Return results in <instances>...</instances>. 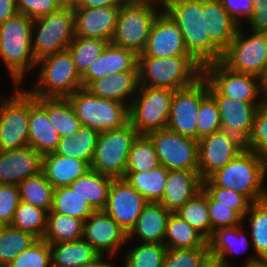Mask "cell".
<instances>
[{"label":"cell","mask_w":267,"mask_h":267,"mask_svg":"<svg viewBox=\"0 0 267 267\" xmlns=\"http://www.w3.org/2000/svg\"><path fill=\"white\" fill-rule=\"evenodd\" d=\"M50 211L62 215H70L83 221L94 212L86 199L76 192H72L69 186L54 188Z\"/></svg>","instance_id":"obj_40"},{"label":"cell","mask_w":267,"mask_h":267,"mask_svg":"<svg viewBox=\"0 0 267 267\" xmlns=\"http://www.w3.org/2000/svg\"><path fill=\"white\" fill-rule=\"evenodd\" d=\"M181 30L187 51L201 64L221 61L222 52L205 34V0H162V7Z\"/></svg>","instance_id":"obj_2"},{"label":"cell","mask_w":267,"mask_h":267,"mask_svg":"<svg viewBox=\"0 0 267 267\" xmlns=\"http://www.w3.org/2000/svg\"><path fill=\"white\" fill-rule=\"evenodd\" d=\"M47 116L61 138L72 136L82 127L67 98H47Z\"/></svg>","instance_id":"obj_37"},{"label":"cell","mask_w":267,"mask_h":267,"mask_svg":"<svg viewBox=\"0 0 267 267\" xmlns=\"http://www.w3.org/2000/svg\"><path fill=\"white\" fill-rule=\"evenodd\" d=\"M202 189L198 171L169 170L161 203L167 210L176 212Z\"/></svg>","instance_id":"obj_25"},{"label":"cell","mask_w":267,"mask_h":267,"mask_svg":"<svg viewBox=\"0 0 267 267\" xmlns=\"http://www.w3.org/2000/svg\"><path fill=\"white\" fill-rule=\"evenodd\" d=\"M83 239L100 255L115 256L127 244V233L104 210L94 211L85 221Z\"/></svg>","instance_id":"obj_18"},{"label":"cell","mask_w":267,"mask_h":267,"mask_svg":"<svg viewBox=\"0 0 267 267\" xmlns=\"http://www.w3.org/2000/svg\"><path fill=\"white\" fill-rule=\"evenodd\" d=\"M205 267H216V262L211 261L207 266Z\"/></svg>","instance_id":"obj_64"},{"label":"cell","mask_w":267,"mask_h":267,"mask_svg":"<svg viewBox=\"0 0 267 267\" xmlns=\"http://www.w3.org/2000/svg\"><path fill=\"white\" fill-rule=\"evenodd\" d=\"M43 155L32 147L0 151V184L18 185L42 172Z\"/></svg>","instance_id":"obj_21"},{"label":"cell","mask_w":267,"mask_h":267,"mask_svg":"<svg viewBox=\"0 0 267 267\" xmlns=\"http://www.w3.org/2000/svg\"><path fill=\"white\" fill-rule=\"evenodd\" d=\"M218 104L221 130L244 143L251 135L255 114L264 103L242 102L229 97H213Z\"/></svg>","instance_id":"obj_23"},{"label":"cell","mask_w":267,"mask_h":267,"mask_svg":"<svg viewBox=\"0 0 267 267\" xmlns=\"http://www.w3.org/2000/svg\"><path fill=\"white\" fill-rule=\"evenodd\" d=\"M36 67H41L37 82L32 89L27 90L35 97L67 98L83 88L82 78L69 49L40 59Z\"/></svg>","instance_id":"obj_5"},{"label":"cell","mask_w":267,"mask_h":267,"mask_svg":"<svg viewBox=\"0 0 267 267\" xmlns=\"http://www.w3.org/2000/svg\"><path fill=\"white\" fill-rule=\"evenodd\" d=\"M20 201L39 207L49 212L52 206L54 187L44 174L29 177L18 184Z\"/></svg>","instance_id":"obj_41"},{"label":"cell","mask_w":267,"mask_h":267,"mask_svg":"<svg viewBox=\"0 0 267 267\" xmlns=\"http://www.w3.org/2000/svg\"><path fill=\"white\" fill-rule=\"evenodd\" d=\"M242 226L240 224L212 232L211 237L207 240L212 261L221 267H234L232 263H229L228 255L245 252L244 250L249 247L248 244L250 243Z\"/></svg>","instance_id":"obj_29"},{"label":"cell","mask_w":267,"mask_h":267,"mask_svg":"<svg viewBox=\"0 0 267 267\" xmlns=\"http://www.w3.org/2000/svg\"><path fill=\"white\" fill-rule=\"evenodd\" d=\"M243 267H267V259L256 258V255H253L247 259Z\"/></svg>","instance_id":"obj_61"},{"label":"cell","mask_w":267,"mask_h":267,"mask_svg":"<svg viewBox=\"0 0 267 267\" xmlns=\"http://www.w3.org/2000/svg\"><path fill=\"white\" fill-rule=\"evenodd\" d=\"M266 176L267 158L244 149L223 168L202 180V187H224L245 195L254 203L267 199Z\"/></svg>","instance_id":"obj_1"},{"label":"cell","mask_w":267,"mask_h":267,"mask_svg":"<svg viewBox=\"0 0 267 267\" xmlns=\"http://www.w3.org/2000/svg\"><path fill=\"white\" fill-rule=\"evenodd\" d=\"M108 43L102 39L74 37L68 49L73 56L76 69L80 76L100 56Z\"/></svg>","instance_id":"obj_45"},{"label":"cell","mask_w":267,"mask_h":267,"mask_svg":"<svg viewBox=\"0 0 267 267\" xmlns=\"http://www.w3.org/2000/svg\"><path fill=\"white\" fill-rule=\"evenodd\" d=\"M211 261L208 247L167 249L163 267H205Z\"/></svg>","instance_id":"obj_47"},{"label":"cell","mask_w":267,"mask_h":267,"mask_svg":"<svg viewBox=\"0 0 267 267\" xmlns=\"http://www.w3.org/2000/svg\"><path fill=\"white\" fill-rule=\"evenodd\" d=\"M198 140L221 130L219 107L209 94L200 104L198 112Z\"/></svg>","instance_id":"obj_49"},{"label":"cell","mask_w":267,"mask_h":267,"mask_svg":"<svg viewBox=\"0 0 267 267\" xmlns=\"http://www.w3.org/2000/svg\"><path fill=\"white\" fill-rule=\"evenodd\" d=\"M186 55L191 54L187 51L181 30L162 9L152 24L144 51L138 56L169 58Z\"/></svg>","instance_id":"obj_19"},{"label":"cell","mask_w":267,"mask_h":267,"mask_svg":"<svg viewBox=\"0 0 267 267\" xmlns=\"http://www.w3.org/2000/svg\"><path fill=\"white\" fill-rule=\"evenodd\" d=\"M247 22L251 31L267 32V7H253V15Z\"/></svg>","instance_id":"obj_56"},{"label":"cell","mask_w":267,"mask_h":267,"mask_svg":"<svg viewBox=\"0 0 267 267\" xmlns=\"http://www.w3.org/2000/svg\"><path fill=\"white\" fill-rule=\"evenodd\" d=\"M129 71H138V55L134 51L108 43L81 76L82 86L86 88L92 81Z\"/></svg>","instance_id":"obj_22"},{"label":"cell","mask_w":267,"mask_h":267,"mask_svg":"<svg viewBox=\"0 0 267 267\" xmlns=\"http://www.w3.org/2000/svg\"><path fill=\"white\" fill-rule=\"evenodd\" d=\"M37 240L31 233L5 225L0 233V266L6 267Z\"/></svg>","instance_id":"obj_43"},{"label":"cell","mask_w":267,"mask_h":267,"mask_svg":"<svg viewBox=\"0 0 267 267\" xmlns=\"http://www.w3.org/2000/svg\"><path fill=\"white\" fill-rule=\"evenodd\" d=\"M138 88V71H129L92 81L85 89L94 96L121 102L129 107Z\"/></svg>","instance_id":"obj_26"},{"label":"cell","mask_w":267,"mask_h":267,"mask_svg":"<svg viewBox=\"0 0 267 267\" xmlns=\"http://www.w3.org/2000/svg\"><path fill=\"white\" fill-rule=\"evenodd\" d=\"M67 99L82 126L103 132L129 123V107L124 103L99 98L85 88L75 91Z\"/></svg>","instance_id":"obj_8"},{"label":"cell","mask_w":267,"mask_h":267,"mask_svg":"<svg viewBox=\"0 0 267 267\" xmlns=\"http://www.w3.org/2000/svg\"><path fill=\"white\" fill-rule=\"evenodd\" d=\"M208 95V81L204 76L190 86L174 90L167 129L198 141L197 115Z\"/></svg>","instance_id":"obj_13"},{"label":"cell","mask_w":267,"mask_h":267,"mask_svg":"<svg viewBox=\"0 0 267 267\" xmlns=\"http://www.w3.org/2000/svg\"><path fill=\"white\" fill-rule=\"evenodd\" d=\"M244 219L250 223L249 234L256 258L267 259V199L252 203L243 223Z\"/></svg>","instance_id":"obj_39"},{"label":"cell","mask_w":267,"mask_h":267,"mask_svg":"<svg viewBox=\"0 0 267 267\" xmlns=\"http://www.w3.org/2000/svg\"><path fill=\"white\" fill-rule=\"evenodd\" d=\"M114 178L89 170L69 185L72 192H76L86 199L94 211L104 210L108 201V192Z\"/></svg>","instance_id":"obj_31"},{"label":"cell","mask_w":267,"mask_h":267,"mask_svg":"<svg viewBox=\"0 0 267 267\" xmlns=\"http://www.w3.org/2000/svg\"><path fill=\"white\" fill-rule=\"evenodd\" d=\"M52 267H80L96 259L100 254L83 238L49 244Z\"/></svg>","instance_id":"obj_32"},{"label":"cell","mask_w":267,"mask_h":267,"mask_svg":"<svg viewBox=\"0 0 267 267\" xmlns=\"http://www.w3.org/2000/svg\"><path fill=\"white\" fill-rule=\"evenodd\" d=\"M18 13L15 0H0V24Z\"/></svg>","instance_id":"obj_58"},{"label":"cell","mask_w":267,"mask_h":267,"mask_svg":"<svg viewBox=\"0 0 267 267\" xmlns=\"http://www.w3.org/2000/svg\"><path fill=\"white\" fill-rule=\"evenodd\" d=\"M148 202L123 178L113 179L104 211L128 234Z\"/></svg>","instance_id":"obj_17"},{"label":"cell","mask_w":267,"mask_h":267,"mask_svg":"<svg viewBox=\"0 0 267 267\" xmlns=\"http://www.w3.org/2000/svg\"><path fill=\"white\" fill-rule=\"evenodd\" d=\"M139 86L177 90L203 76V65L192 55L169 58L138 56Z\"/></svg>","instance_id":"obj_4"},{"label":"cell","mask_w":267,"mask_h":267,"mask_svg":"<svg viewBox=\"0 0 267 267\" xmlns=\"http://www.w3.org/2000/svg\"><path fill=\"white\" fill-rule=\"evenodd\" d=\"M175 213L197 230L206 240L211 237L207 192L203 188Z\"/></svg>","instance_id":"obj_38"},{"label":"cell","mask_w":267,"mask_h":267,"mask_svg":"<svg viewBox=\"0 0 267 267\" xmlns=\"http://www.w3.org/2000/svg\"><path fill=\"white\" fill-rule=\"evenodd\" d=\"M159 5L162 6V1H126L120 6L111 43L141 54L152 24L162 11Z\"/></svg>","instance_id":"obj_6"},{"label":"cell","mask_w":267,"mask_h":267,"mask_svg":"<svg viewBox=\"0 0 267 267\" xmlns=\"http://www.w3.org/2000/svg\"><path fill=\"white\" fill-rule=\"evenodd\" d=\"M89 170L90 165L81 159L53 152L43 155L42 173L54 188L69 186Z\"/></svg>","instance_id":"obj_30"},{"label":"cell","mask_w":267,"mask_h":267,"mask_svg":"<svg viewBox=\"0 0 267 267\" xmlns=\"http://www.w3.org/2000/svg\"><path fill=\"white\" fill-rule=\"evenodd\" d=\"M6 267H52L49 243L38 239Z\"/></svg>","instance_id":"obj_48"},{"label":"cell","mask_w":267,"mask_h":267,"mask_svg":"<svg viewBox=\"0 0 267 267\" xmlns=\"http://www.w3.org/2000/svg\"><path fill=\"white\" fill-rule=\"evenodd\" d=\"M120 6L73 8L75 36L111 43Z\"/></svg>","instance_id":"obj_20"},{"label":"cell","mask_w":267,"mask_h":267,"mask_svg":"<svg viewBox=\"0 0 267 267\" xmlns=\"http://www.w3.org/2000/svg\"><path fill=\"white\" fill-rule=\"evenodd\" d=\"M19 202L18 185L0 184V222L10 225Z\"/></svg>","instance_id":"obj_54"},{"label":"cell","mask_w":267,"mask_h":267,"mask_svg":"<svg viewBox=\"0 0 267 267\" xmlns=\"http://www.w3.org/2000/svg\"><path fill=\"white\" fill-rule=\"evenodd\" d=\"M203 76L208 81V91L212 97H229L248 103L267 101L260 90L257 76L232 71L221 61L204 65Z\"/></svg>","instance_id":"obj_11"},{"label":"cell","mask_w":267,"mask_h":267,"mask_svg":"<svg viewBox=\"0 0 267 267\" xmlns=\"http://www.w3.org/2000/svg\"><path fill=\"white\" fill-rule=\"evenodd\" d=\"M168 171L160 165L148 172H126L128 182L147 202L159 203L163 197Z\"/></svg>","instance_id":"obj_35"},{"label":"cell","mask_w":267,"mask_h":267,"mask_svg":"<svg viewBox=\"0 0 267 267\" xmlns=\"http://www.w3.org/2000/svg\"><path fill=\"white\" fill-rule=\"evenodd\" d=\"M61 1L64 3V5H72L75 2V0H61Z\"/></svg>","instance_id":"obj_63"},{"label":"cell","mask_w":267,"mask_h":267,"mask_svg":"<svg viewBox=\"0 0 267 267\" xmlns=\"http://www.w3.org/2000/svg\"><path fill=\"white\" fill-rule=\"evenodd\" d=\"M217 205L231 206L242 218L249 211L252 202L241 193L224 187H202Z\"/></svg>","instance_id":"obj_51"},{"label":"cell","mask_w":267,"mask_h":267,"mask_svg":"<svg viewBox=\"0 0 267 267\" xmlns=\"http://www.w3.org/2000/svg\"><path fill=\"white\" fill-rule=\"evenodd\" d=\"M245 149V143L222 130L198 140V173L202 180L223 168Z\"/></svg>","instance_id":"obj_16"},{"label":"cell","mask_w":267,"mask_h":267,"mask_svg":"<svg viewBox=\"0 0 267 267\" xmlns=\"http://www.w3.org/2000/svg\"><path fill=\"white\" fill-rule=\"evenodd\" d=\"M243 31V32H242ZM267 61V32L244 33L239 26L235 38L223 52L221 62L230 70L258 76Z\"/></svg>","instance_id":"obj_14"},{"label":"cell","mask_w":267,"mask_h":267,"mask_svg":"<svg viewBox=\"0 0 267 267\" xmlns=\"http://www.w3.org/2000/svg\"><path fill=\"white\" fill-rule=\"evenodd\" d=\"M83 228V220L49 211L47 229L42 239L49 244L75 241L83 238Z\"/></svg>","instance_id":"obj_36"},{"label":"cell","mask_w":267,"mask_h":267,"mask_svg":"<svg viewBox=\"0 0 267 267\" xmlns=\"http://www.w3.org/2000/svg\"><path fill=\"white\" fill-rule=\"evenodd\" d=\"M33 21L17 13L0 24V58L16 87L24 81L27 72L36 67L31 43Z\"/></svg>","instance_id":"obj_3"},{"label":"cell","mask_w":267,"mask_h":267,"mask_svg":"<svg viewBox=\"0 0 267 267\" xmlns=\"http://www.w3.org/2000/svg\"><path fill=\"white\" fill-rule=\"evenodd\" d=\"M245 149L267 158V101L258 108Z\"/></svg>","instance_id":"obj_50"},{"label":"cell","mask_w":267,"mask_h":267,"mask_svg":"<svg viewBox=\"0 0 267 267\" xmlns=\"http://www.w3.org/2000/svg\"><path fill=\"white\" fill-rule=\"evenodd\" d=\"M18 88L11 97L0 96V151L28 146L31 94Z\"/></svg>","instance_id":"obj_12"},{"label":"cell","mask_w":267,"mask_h":267,"mask_svg":"<svg viewBox=\"0 0 267 267\" xmlns=\"http://www.w3.org/2000/svg\"><path fill=\"white\" fill-rule=\"evenodd\" d=\"M257 77L260 90L267 99V61L265 62L261 73Z\"/></svg>","instance_id":"obj_59"},{"label":"cell","mask_w":267,"mask_h":267,"mask_svg":"<svg viewBox=\"0 0 267 267\" xmlns=\"http://www.w3.org/2000/svg\"><path fill=\"white\" fill-rule=\"evenodd\" d=\"M207 202L211 221V235L217 229L243 224V218L231 206L217 205V201L208 193Z\"/></svg>","instance_id":"obj_52"},{"label":"cell","mask_w":267,"mask_h":267,"mask_svg":"<svg viewBox=\"0 0 267 267\" xmlns=\"http://www.w3.org/2000/svg\"><path fill=\"white\" fill-rule=\"evenodd\" d=\"M126 0H75L73 8H92L105 6H122Z\"/></svg>","instance_id":"obj_57"},{"label":"cell","mask_w":267,"mask_h":267,"mask_svg":"<svg viewBox=\"0 0 267 267\" xmlns=\"http://www.w3.org/2000/svg\"><path fill=\"white\" fill-rule=\"evenodd\" d=\"M100 132L82 126L72 136L62 137L53 153L68 158L81 159L89 165L92 162Z\"/></svg>","instance_id":"obj_34"},{"label":"cell","mask_w":267,"mask_h":267,"mask_svg":"<svg viewBox=\"0 0 267 267\" xmlns=\"http://www.w3.org/2000/svg\"><path fill=\"white\" fill-rule=\"evenodd\" d=\"M138 135L129 123L119 129L100 132L91 170L114 179L124 178L128 155Z\"/></svg>","instance_id":"obj_10"},{"label":"cell","mask_w":267,"mask_h":267,"mask_svg":"<svg viewBox=\"0 0 267 267\" xmlns=\"http://www.w3.org/2000/svg\"><path fill=\"white\" fill-rule=\"evenodd\" d=\"M174 90L139 86L129 105V124L139 135L166 129Z\"/></svg>","instance_id":"obj_9"},{"label":"cell","mask_w":267,"mask_h":267,"mask_svg":"<svg viewBox=\"0 0 267 267\" xmlns=\"http://www.w3.org/2000/svg\"><path fill=\"white\" fill-rule=\"evenodd\" d=\"M18 13L30 19H38L61 9L64 3L61 0H15Z\"/></svg>","instance_id":"obj_53"},{"label":"cell","mask_w":267,"mask_h":267,"mask_svg":"<svg viewBox=\"0 0 267 267\" xmlns=\"http://www.w3.org/2000/svg\"><path fill=\"white\" fill-rule=\"evenodd\" d=\"M160 166L154 145L147 135H138L128 155L126 172H148Z\"/></svg>","instance_id":"obj_44"},{"label":"cell","mask_w":267,"mask_h":267,"mask_svg":"<svg viewBox=\"0 0 267 267\" xmlns=\"http://www.w3.org/2000/svg\"><path fill=\"white\" fill-rule=\"evenodd\" d=\"M220 2L239 26H243V19L248 21L253 15V0H220Z\"/></svg>","instance_id":"obj_55"},{"label":"cell","mask_w":267,"mask_h":267,"mask_svg":"<svg viewBox=\"0 0 267 267\" xmlns=\"http://www.w3.org/2000/svg\"><path fill=\"white\" fill-rule=\"evenodd\" d=\"M154 145L160 165L167 170L198 171V141L161 129L147 134Z\"/></svg>","instance_id":"obj_15"},{"label":"cell","mask_w":267,"mask_h":267,"mask_svg":"<svg viewBox=\"0 0 267 267\" xmlns=\"http://www.w3.org/2000/svg\"><path fill=\"white\" fill-rule=\"evenodd\" d=\"M60 139L47 116V98L31 94L28 146L45 155L55 151Z\"/></svg>","instance_id":"obj_24"},{"label":"cell","mask_w":267,"mask_h":267,"mask_svg":"<svg viewBox=\"0 0 267 267\" xmlns=\"http://www.w3.org/2000/svg\"><path fill=\"white\" fill-rule=\"evenodd\" d=\"M74 37V12L71 5H65L56 12L35 19L31 35L34 59L37 62L68 49Z\"/></svg>","instance_id":"obj_7"},{"label":"cell","mask_w":267,"mask_h":267,"mask_svg":"<svg viewBox=\"0 0 267 267\" xmlns=\"http://www.w3.org/2000/svg\"><path fill=\"white\" fill-rule=\"evenodd\" d=\"M163 244L167 249L208 247L207 240L175 212L168 217Z\"/></svg>","instance_id":"obj_33"},{"label":"cell","mask_w":267,"mask_h":267,"mask_svg":"<svg viewBox=\"0 0 267 267\" xmlns=\"http://www.w3.org/2000/svg\"><path fill=\"white\" fill-rule=\"evenodd\" d=\"M126 1H162V0H126Z\"/></svg>","instance_id":"obj_65"},{"label":"cell","mask_w":267,"mask_h":267,"mask_svg":"<svg viewBox=\"0 0 267 267\" xmlns=\"http://www.w3.org/2000/svg\"><path fill=\"white\" fill-rule=\"evenodd\" d=\"M238 28L220 0H205V34L222 53L235 38Z\"/></svg>","instance_id":"obj_28"},{"label":"cell","mask_w":267,"mask_h":267,"mask_svg":"<svg viewBox=\"0 0 267 267\" xmlns=\"http://www.w3.org/2000/svg\"><path fill=\"white\" fill-rule=\"evenodd\" d=\"M4 226L5 225L2 222H0V233H1L2 229L4 228Z\"/></svg>","instance_id":"obj_66"},{"label":"cell","mask_w":267,"mask_h":267,"mask_svg":"<svg viewBox=\"0 0 267 267\" xmlns=\"http://www.w3.org/2000/svg\"><path fill=\"white\" fill-rule=\"evenodd\" d=\"M105 255H99L96 259L89 262L88 264L82 265L80 267H117L115 265H112L111 263H108L107 261H104Z\"/></svg>","instance_id":"obj_60"},{"label":"cell","mask_w":267,"mask_h":267,"mask_svg":"<svg viewBox=\"0 0 267 267\" xmlns=\"http://www.w3.org/2000/svg\"><path fill=\"white\" fill-rule=\"evenodd\" d=\"M252 7H267V0H253Z\"/></svg>","instance_id":"obj_62"},{"label":"cell","mask_w":267,"mask_h":267,"mask_svg":"<svg viewBox=\"0 0 267 267\" xmlns=\"http://www.w3.org/2000/svg\"><path fill=\"white\" fill-rule=\"evenodd\" d=\"M167 248L164 244L139 243L125 255L127 267H163Z\"/></svg>","instance_id":"obj_46"},{"label":"cell","mask_w":267,"mask_h":267,"mask_svg":"<svg viewBox=\"0 0 267 267\" xmlns=\"http://www.w3.org/2000/svg\"><path fill=\"white\" fill-rule=\"evenodd\" d=\"M47 215L46 210L20 201L10 226L42 239L47 229Z\"/></svg>","instance_id":"obj_42"},{"label":"cell","mask_w":267,"mask_h":267,"mask_svg":"<svg viewBox=\"0 0 267 267\" xmlns=\"http://www.w3.org/2000/svg\"><path fill=\"white\" fill-rule=\"evenodd\" d=\"M170 213L161 203L148 202L127 234V241L130 242L131 238L137 236L141 243L163 244Z\"/></svg>","instance_id":"obj_27"}]
</instances>
